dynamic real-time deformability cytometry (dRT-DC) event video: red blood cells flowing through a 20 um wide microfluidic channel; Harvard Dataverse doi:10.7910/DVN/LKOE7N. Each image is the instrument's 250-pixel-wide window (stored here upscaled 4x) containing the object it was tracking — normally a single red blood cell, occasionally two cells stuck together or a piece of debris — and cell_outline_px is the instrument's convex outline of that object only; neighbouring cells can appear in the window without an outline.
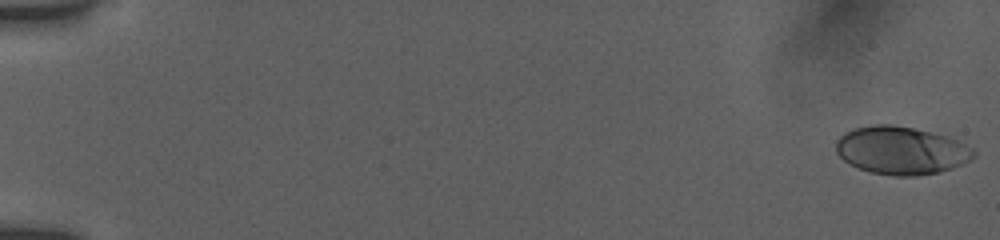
{"species": "human", "species_latin": "Homo sapiens", "temperature_condition": "room temperature", "stored_images_in_passage": 54, "camera_frame_rate_fps": 3000, "um_per_image_px": 0.085, "donor": {"sex": "female"}, "frame": {"image": 1, "passage_image": 1, "time_ms": 0.0, "image_size_px": [1000, 240], "cell_outline_px": [[976, 156], [960, 164], [940, 172], [916, 176], [896, 176], [872, 172], [848, 164], [836, 152], [836, 140], [844, 132], [856, 128], [872, 124], [892, 124], [912, 128], [948, 136], [972, 148], [976, 152]], "centroid_in_image_um": [76.58, 12.78], "position_along_channel_um": 8.4, "area_um2": 38.26}}
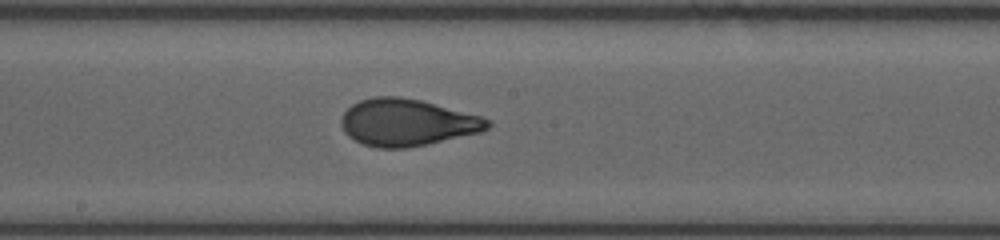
{"frame": {"image": 2, "passage_image": 31, "time_ms": 10.0, "image_size_px": [1000, 240], "cell_outline_px": [[492, 124], [488, 128], [480, 132], [428, 144], [408, 148], [376, 148], [364, 144], [348, 136], [344, 132], [340, 124], [340, 120], [344, 112], [352, 104], [360, 100], [372, 96], [400, 96], [420, 100], [484, 116], [492, 120]], "centroid_in_image_um": [34.61, 10.4], "position_along_channel_um": 213.6, "area_um2": 40.4}}
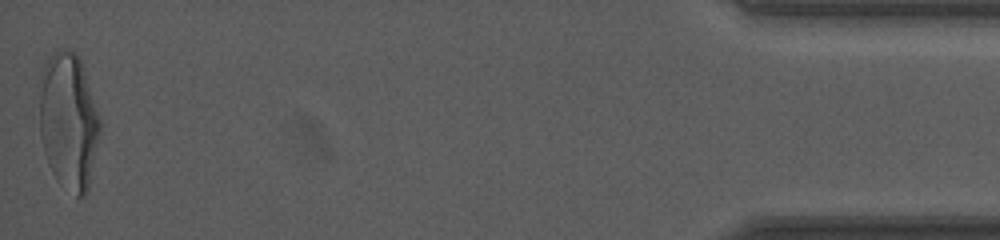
{"frame": {"image": 3, "passage_image": 54, "time_ms": 17.667, "image_size_px": [1000, 240], "cell_outline_px": [[100, 132], [88, 192], [84, 196], [76, 196], [60, 184], [56, 180], [48, 164], [44, 152], [40, 136], [40, 72], [48, 56], [56, 48], [72, 48], [80, 56], [100, 116]], "centroid_in_image_um": [5.83, 10.23], "position_along_channel_um": 429.4, "area_um2": 49.19}, "authors_computed_cell_mechanics": {"area_um2": 39.4196, "velocity_mm_per_s": 3.8858, "shape_relaxation_time_tau1_ms": 4.3072, "shape_relaxation_time_tau2_ms": 0.7634, "deformation_change_tau1": 0.197, "deformation_change_tau2": 0.0689}}